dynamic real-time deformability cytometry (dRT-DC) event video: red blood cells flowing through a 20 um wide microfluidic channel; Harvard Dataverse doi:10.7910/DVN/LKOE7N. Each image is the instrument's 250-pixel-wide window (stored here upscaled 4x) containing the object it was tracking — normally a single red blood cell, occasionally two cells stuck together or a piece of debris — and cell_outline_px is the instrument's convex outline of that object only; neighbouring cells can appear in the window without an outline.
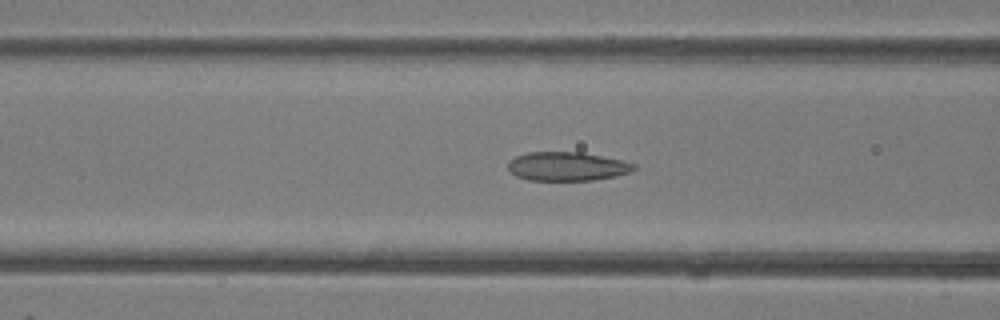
{"species": "common noctule bat (a hibernating species)", "species_latin": "Nyctalus noctula", "temperature_condition": "room temperature", "stored_images_in_passage": 35, "camera_frame_rate_fps": 3000, "um_per_image_px": 0.085, "animal": {"sex": "female"}, "frame": {"image": 1, "passage_image": 16, "time_ms": 5.0, "image_size_px": [1000, 320], "cell_outline_px": [[636, 168], [628, 172], [616, 176], [592, 180], [528, 180], [516, 176], [508, 168], [508, 160], [516, 156], [528, 152], [584, 152], [624, 160], [636, 164]], "centroid_in_image_um": [48.21, 14.13], "position_along_channel_um": 118.4, "area_um2": 21.27}}
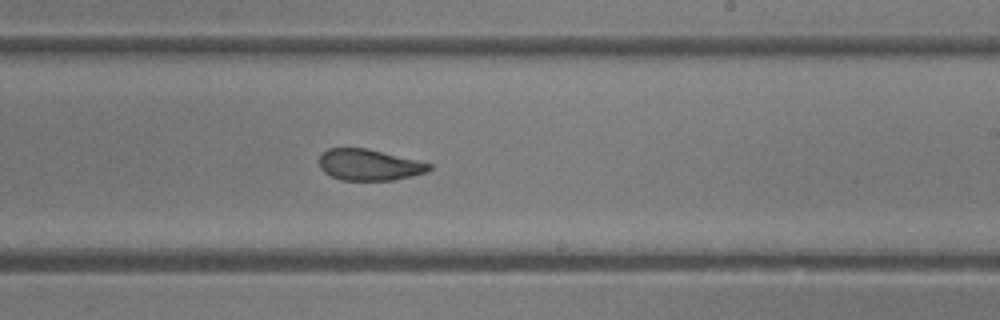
{"frame": {"image": 2, "passage_image": 24, "time_ms": 7.667, "image_size_px": [1000, 320], "cell_outline_px": [[432, 168], [424, 172], [392, 180], [340, 180], [324, 172], [320, 168], [320, 156], [328, 148], [368, 148], [432, 164]], "centroid_in_image_um": [31.34, 14.0], "position_along_channel_um": 257.7, "area_um2": 19.71}}
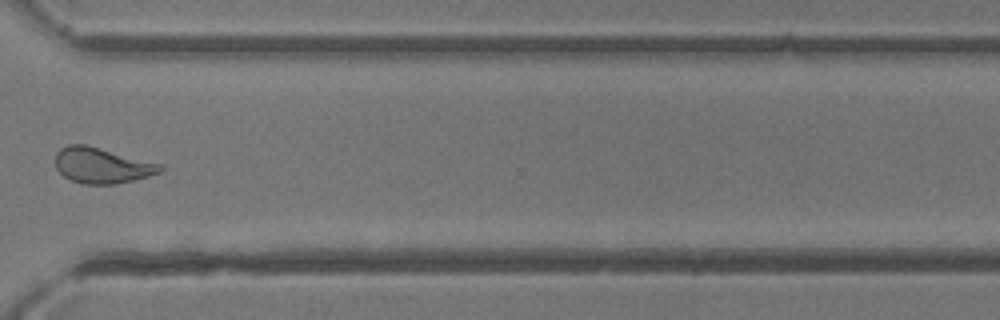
{"frame": {"image": 3, "passage_image": 30, "time_ms": 9.667, "image_size_px": [1000, 320], "cell_outline_px": [[164, 168], [160, 172], [148, 176], [116, 184], [84, 184], [72, 180], [64, 176], [56, 168], [56, 152], [60, 148], [68, 144], [84, 144], [160, 164]], "centroid_in_image_um": [8.62, 14.06], "position_along_channel_um": 362.0, "area_um2": 21.39}}